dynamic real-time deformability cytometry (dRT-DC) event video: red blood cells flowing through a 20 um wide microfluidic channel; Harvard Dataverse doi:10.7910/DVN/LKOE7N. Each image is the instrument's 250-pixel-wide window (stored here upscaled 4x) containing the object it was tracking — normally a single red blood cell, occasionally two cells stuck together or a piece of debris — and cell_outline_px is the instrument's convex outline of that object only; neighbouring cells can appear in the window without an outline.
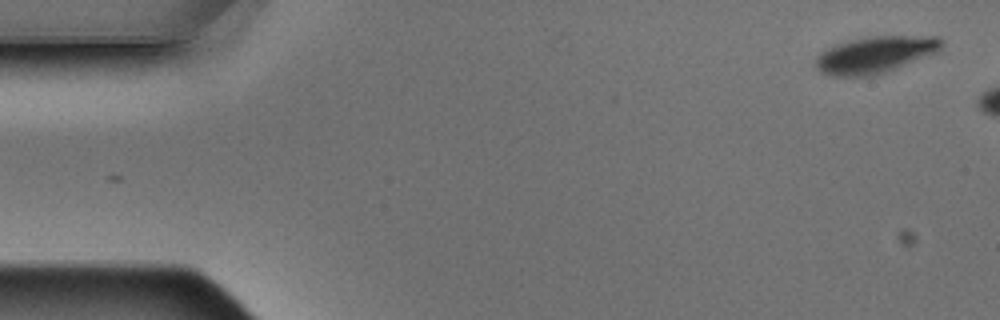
{"species": "Egyptian fruit bat (a non-hibernating species)", "species_latin": "Rousettus aegyptiacus", "temperature_condition": "warm", "stored_images_in_passage": 2, "camera_frame_rate_fps": 3000, "um_per_image_px": 0.085, "animal": {"sex": "male"}, "frame": {"image": 1, "passage_image": 2, "time_ms": 0.333, "image_size_px": [1000, 320], "cell_outline_px": [[944, 44], [936, 52], [896, 68], [872, 76], [832, 76], [820, 72], [816, 68], [816, 56], [820, 52], [836, 44], [848, 40], [872, 36], [940, 36]], "centroid_in_image_um": [74.36, 4.64], "position_along_channel_um": 10.6, "area_um2": 26.82}}